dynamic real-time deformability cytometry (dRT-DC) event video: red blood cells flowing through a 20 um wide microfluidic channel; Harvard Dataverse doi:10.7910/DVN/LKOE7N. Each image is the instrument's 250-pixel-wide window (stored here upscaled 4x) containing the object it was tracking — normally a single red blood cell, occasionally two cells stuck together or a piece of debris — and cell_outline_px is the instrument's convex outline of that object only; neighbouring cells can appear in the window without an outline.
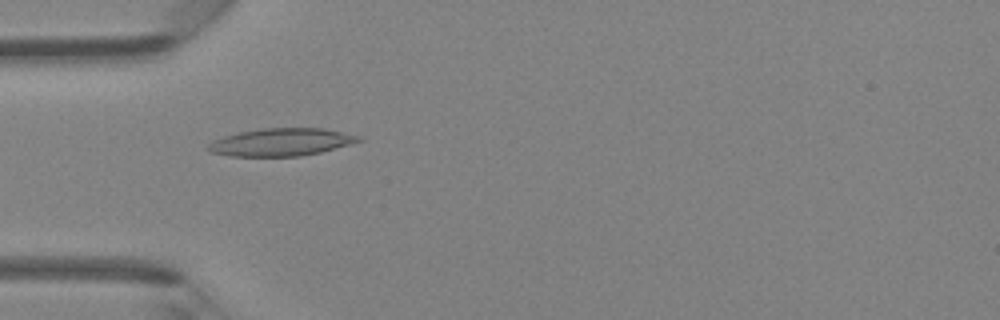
{"species": "Egyptian fruit bat (a non-hibernating species)", "species_latin": "Rousettus aegyptiacus", "temperature_condition": "room temperature", "stored_images_in_passage": 43, "camera_frame_rate_fps": 3000, "um_per_image_px": 0.085, "animal": {"sex": "female"}, "frame": {"image": 1, "passage_image": 11, "time_ms": 3.333, "image_size_px": [1000, 320], "cell_outline_px": [[364, 140], [320, 152], [300, 156], [228, 156], [212, 152], [208, 148], [208, 144], [212, 140], [224, 136], [240, 132], [264, 128], [324, 128], [364, 136]], "centroid_in_image_um": [23.94, 12.07], "position_along_channel_um": 61.1, "area_um2": 24.22}}
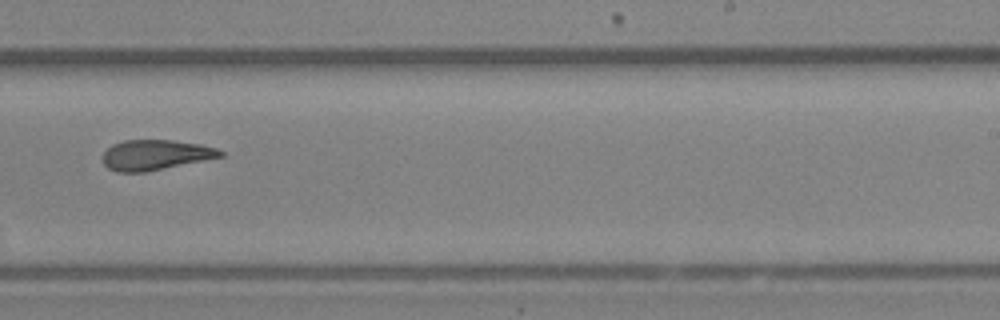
{"frame": {"image": 2, "passage_image": 26, "time_ms": 8.333, "image_size_px": [1000, 320], "cell_outline_px": [[224, 156], [144, 172], [116, 172], [108, 168], [104, 164], [104, 152], [112, 144], [124, 140], [172, 140], [200, 144], [216, 148], [224, 152]], "centroid_in_image_um": [13.2, 13.16], "position_along_channel_um": 275.8, "area_um2": 20.52}}
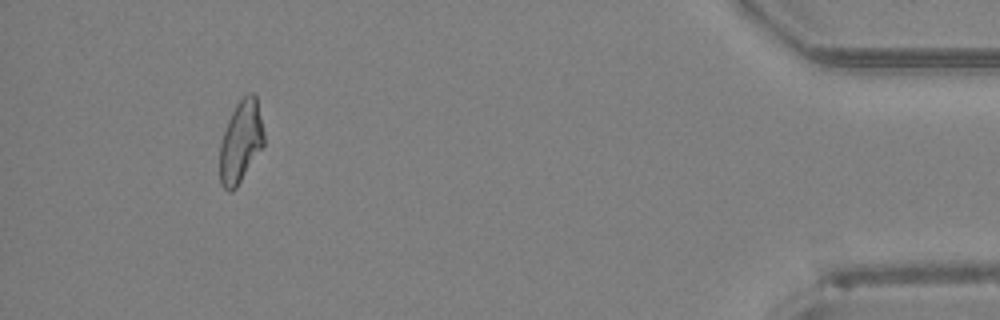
{"frame": {"image": 3, "passage_image": 40, "time_ms": 13.0, "image_size_px": [1000, 320], "cell_outline_px": [[264, 144], [236, 188], [232, 192], [228, 192], [220, 184], [220, 144], [228, 120], [236, 104], [248, 92], [252, 92], [256, 96], [264, 132]], "centroid_in_image_um": [20.46, 12.05], "position_along_channel_um": 414.7, "area_um2": 20.92}, "authors_computed_cell_mechanics": {"area_um2": 21.8484, "velocity_mm_per_s": 4.3494, "shape_relaxation_time_tau1_ms": null, "shape_relaxation_time_tau2_ms": 2.6495, "deformation_change_tau1": null, "deformation_change_tau2": 0.1204}}